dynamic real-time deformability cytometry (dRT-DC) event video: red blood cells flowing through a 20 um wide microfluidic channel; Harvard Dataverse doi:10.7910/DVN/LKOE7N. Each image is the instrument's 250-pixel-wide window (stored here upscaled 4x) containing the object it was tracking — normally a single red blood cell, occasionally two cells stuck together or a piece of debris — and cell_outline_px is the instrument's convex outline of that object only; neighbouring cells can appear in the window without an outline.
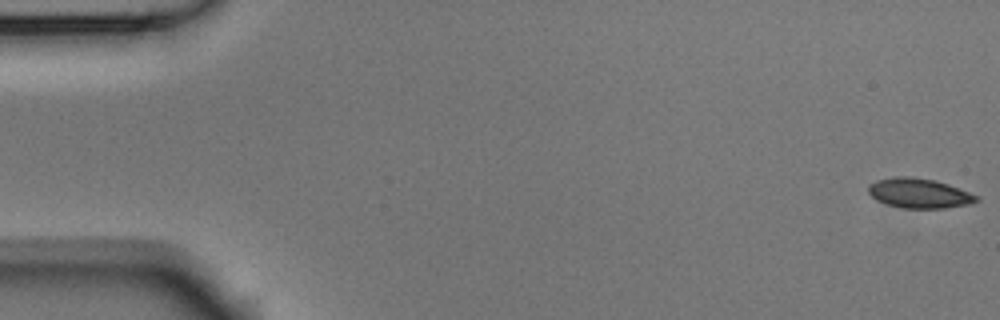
{"species": "Egyptian fruit bat (a non-hibernating species)", "species_latin": "Rousettus aegyptiacus", "temperature_condition": "room temperature", "stored_images_in_passage": 54, "camera_frame_rate_fps": 3000, "um_per_image_px": 0.085, "animal": {"sex": "male"}, "frame": {"image": 1, "passage_image": 1, "time_ms": 0.0, "image_size_px": [1000, 320], "cell_outline_px": [[980, 200], [968, 204], [944, 208], [904, 208], [888, 204], [876, 200], [868, 192], [868, 184], [876, 180], [896, 176], [908, 176], [936, 180], [948, 184], [980, 196]], "centroid_in_image_um": [78.13, 16.41], "position_along_channel_um": 6.9, "area_um2": 18.79}}
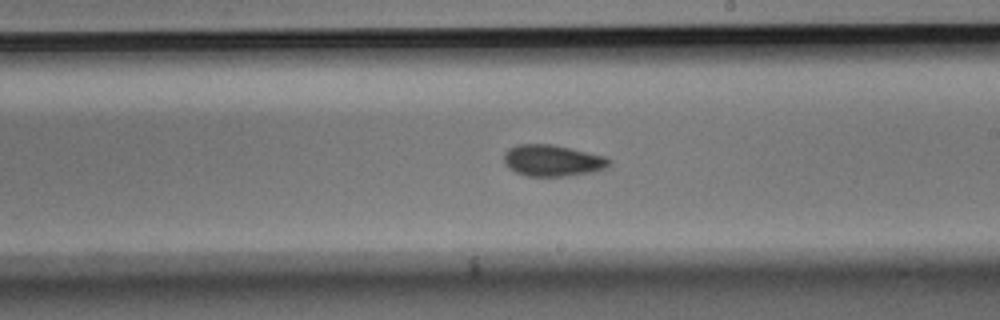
{"frame": {"image": 2, "passage_image": 31, "time_ms": 10.0, "image_size_px": [1000, 320], "cell_outline_px": [[612, 160], [608, 168], [592, 172], [564, 176], [528, 176], [516, 172], [508, 168], [504, 164], [504, 152], [508, 148], [516, 144], [552, 144], [604, 156]], "centroid_in_image_um": [46.94, 13.64], "position_along_channel_um": 242.1, "area_um2": 19.36}}
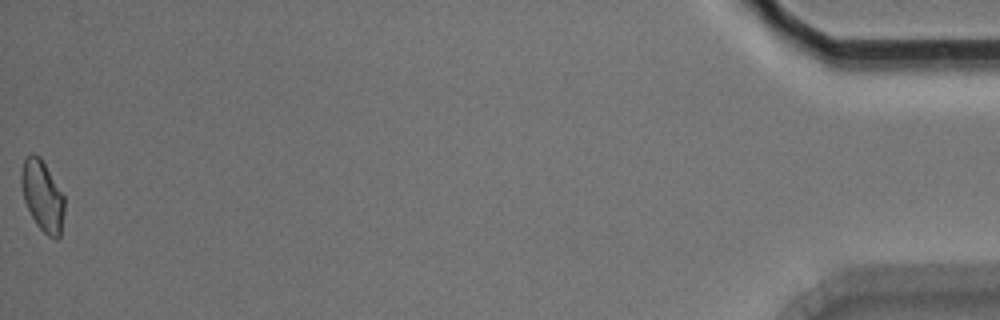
{"frame": {"image": 3, "passage_image": 54, "time_ms": 17.667, "image_size_px": [1000, 320], "cell_outline_px": [[64, 212], [60, 236], [56, 240], [48, 236], [36, 224], [24, 200], [20, 184], [20, 172], [24, 160], [32, 152], [40, 156], [64, 196]], "centroid_in_image_um": [3.6, 16.64], "position_along_channel_um": 431.6, "area_um2": 17.74}, "authors_computed_cell_mechanics": {"area_um2": 18.8428, "velocity_mm_per_s": 3.7512, "shape_relaxation_time_tau1_ms": 6.8128, "shape_relaxation_time_tau2_ms": 2.7057, "deformation_change_tau1": 0.1015, "deformation_change_tau2": 0.0663}}